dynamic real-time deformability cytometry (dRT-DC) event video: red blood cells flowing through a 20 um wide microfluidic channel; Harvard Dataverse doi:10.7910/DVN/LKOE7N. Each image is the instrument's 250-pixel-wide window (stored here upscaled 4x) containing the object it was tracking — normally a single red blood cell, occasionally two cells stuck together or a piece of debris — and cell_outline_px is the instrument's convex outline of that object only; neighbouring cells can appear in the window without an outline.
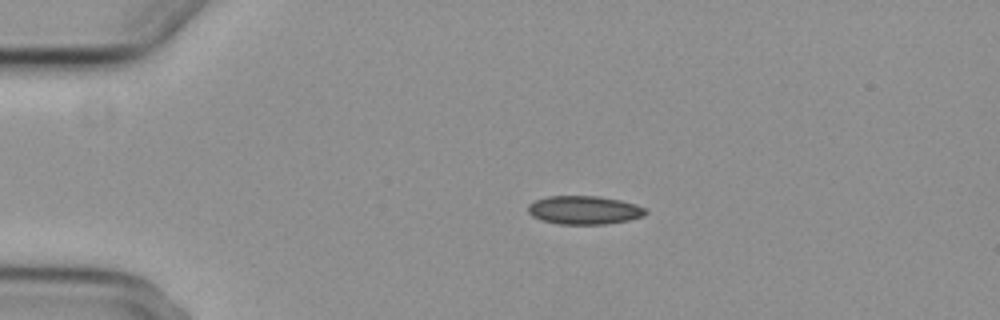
{"species": "common noctule bat (a hibernating species)", "species_latin": "Nyctalus noctula", "temperature_condition": "cold", "stored_images_in_passage": 5, "camera_frame_rate_fps": 3000, "um_per_image_px": 0.085, "animal": {"sex": "female", "body_mass_g": 29.2, "forearm_length_mm": 56.3}, "frame": {"image": 1, "passage_image": 2, "time_ms": 1.333, "image_size_px": [1000, 320], "cell_outline_px": [[648, 212], [644, 216], [628, 220], [604, 224], [560, 224], [540, 220], [532, 216], [528, 212], [528, 204], [536, 200], [548, 196], [600, 196], [620, 200], [636, 204], [644, 208]], "centroid_in_image_um": [49.65, 17.85], "position_along_channel_um": 35.4, "area_um2": 19.54}}
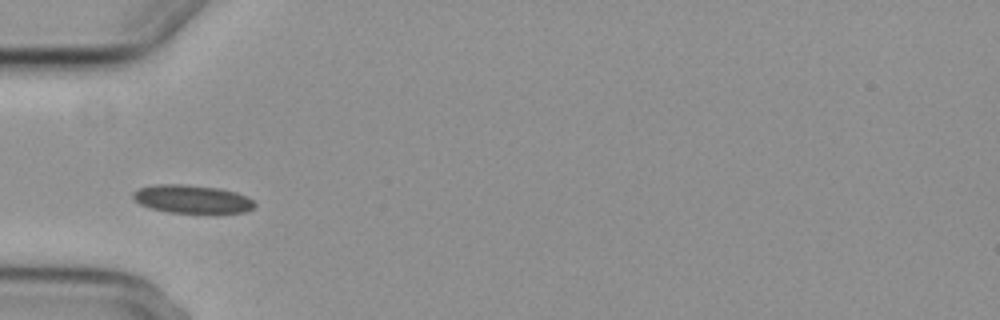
{"frame": {"image": 2, "passage_image": 4, "time_ms": 3.667, "image_size_px": [1000, 320], "cell_outline_px": [[256, 204], [252, 208], [244, 212], [212, 216], [168, 212], [148, 208], [140, 204], [132, 196], [132, 192], [136, 188], [152, 184], [184, 184], [220, 188], [236, 192], [248, 196]], "centroid_in_image_um": [16.34, 16.96], "position_along_channel_um": 68.7, "area_um2": 21.15}}
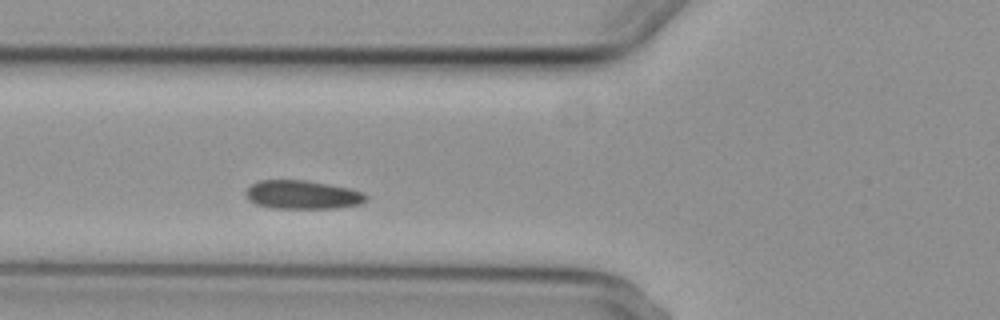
{"frame": {"image": 3, "passage_image": 5, "time_ms": 4.667, "image_size_px": [1000, 320], "cell_outline_px": [[368, 200], [360, 204], [336, 208], [272, 208], [256, 204], [248, 200], [244, 192], [252, 184], [260, 180], [308, 180], [352, 188], [364, 192], [368, 196]], "centroid_in_image_um": [25.75, 16.55], "position_along_channel_um": 100.1, "area_um2": 20.35}}